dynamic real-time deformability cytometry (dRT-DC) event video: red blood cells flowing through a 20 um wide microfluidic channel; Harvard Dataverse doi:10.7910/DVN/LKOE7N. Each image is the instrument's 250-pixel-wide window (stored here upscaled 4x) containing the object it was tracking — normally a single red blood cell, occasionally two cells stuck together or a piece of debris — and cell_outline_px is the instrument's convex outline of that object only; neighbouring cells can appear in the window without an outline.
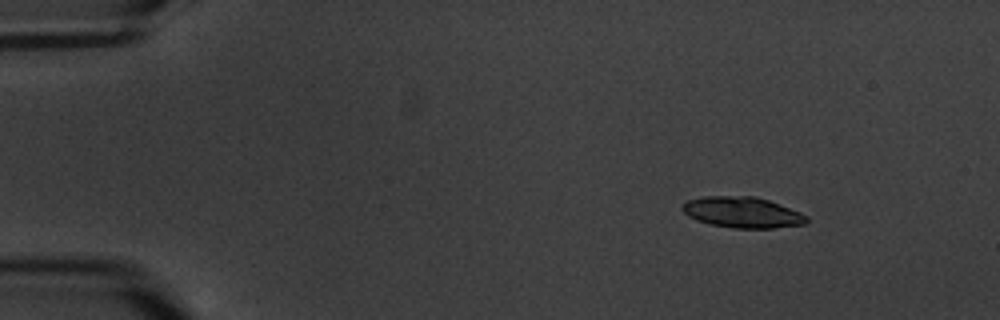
{"species": "common noctule bat (a hibernating species)", "species_latin": "Nyctalus noctula", "temperature_condition": "warm", "stored_images_in_passage": 6, "camera_frame_rate_fps": 3000, "um_per_image_px": 0.085, "animal": {"sex": "male", "body_mass_g": 20.1, "forearm_length_mm": 53.5}, "frame": {"image": 1, "passage_image": 3, "time_ms": 2.333, "image_size_px": [1000, 320], "cell_outline_px": [[808, 224], [772, 228], [732, 228], [712, 224], [696, 220], [688, 216], [680, 208], [680, 204], [688, 200], [704, 196], [756, 196], [768, 200], [800, 212], [808, 216]], "centroid_in_image_um": [63.09, 18.05], "position_along_channel_um": 21.9, "area_um2": 22.48}}
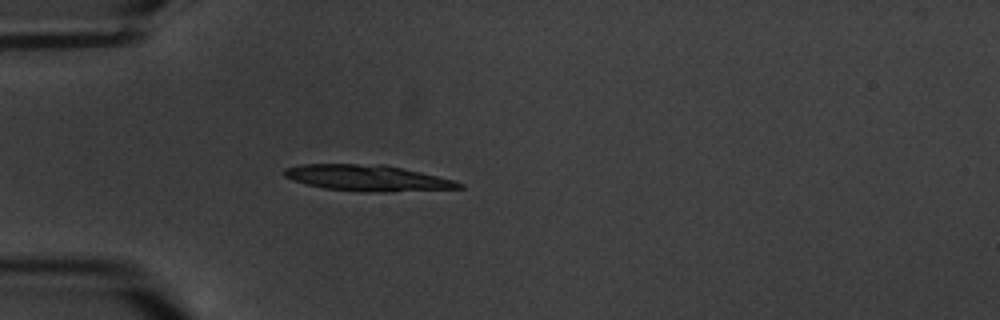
{"frame": {"image": 2, "passage_image": 6, "time_ms": 5.667, "image_size_px": [1000, 320], "cell_outline_px": [[464, 188], [392, 192], [380, 192], [324, 188], [292, 180], [284, 176], [284, 168], [300, 164], [384, 164], [456, 180], [464, 184]], "centroid_in_image_um": [31.28, 15.12], "position_along_channel_um": 53.7, "area_um2": 26.47}}